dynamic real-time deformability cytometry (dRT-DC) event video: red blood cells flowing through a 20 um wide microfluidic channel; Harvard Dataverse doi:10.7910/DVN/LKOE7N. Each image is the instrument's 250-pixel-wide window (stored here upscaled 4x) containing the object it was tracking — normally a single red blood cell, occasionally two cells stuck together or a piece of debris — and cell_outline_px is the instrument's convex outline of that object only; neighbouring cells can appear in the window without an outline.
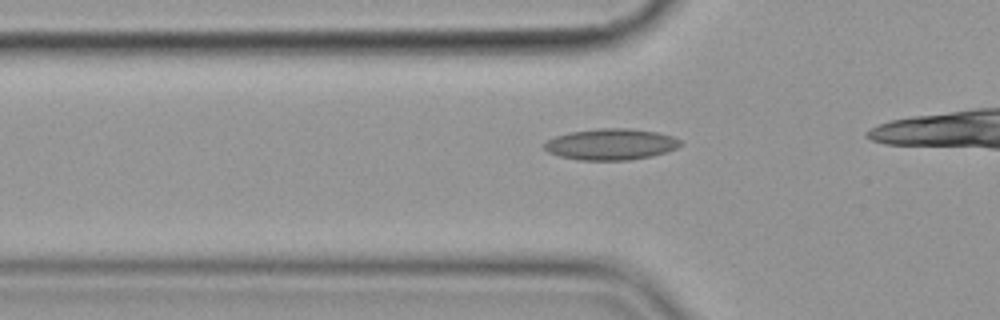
{"species": "common noctule bat (a hibernating species)", "species_latin": "Nyctalus noctula", "temperature_condition": "cold", "stored_images_in_passage": 20, "camera_frame_rate_fps": 3000, "um_per_image_px": 0.085, "animal": {"sex": "female", "body_mass_g": 19.9}, "frame": {"image": 1, "passage_image": 4, "time_ms": 1.0, "image_size_px": [1000, 320], "cell_outline_px": [[684, 144], [676, 148], [652, 156], [628, 160], [576, 160], [560, 156], [548, 152], [544, 148], [544, 144], [548, 140], [556, 136], [568, 132], [600, 128], [632, 128], [656, 132], [672, 136], [680, 140]], "centroid_in_image_um": [51.93, 12.26], "position_along_channel_um": 73.9, "area_um2": 24.8}}
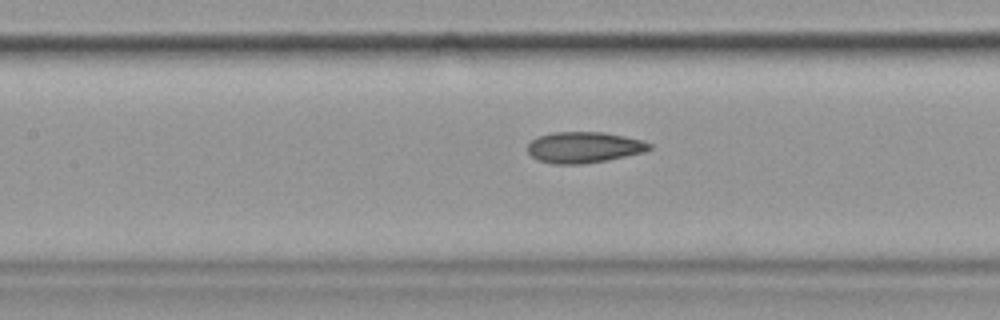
{"frame": {"image": 2, "passage_image": 11, "time_ms": 3.333, "image_size_px": [1000, 320], "cell_outline_px": [[652, 148], [644, 152], [608, 160], [584, 164], [552, 164], [536, 160], [528, 152], [528, 144], [536, 136], [552, 132], [604, 132], [624, 136], [640, 140], [652, 144]], "centroid_in_image_um": [49.61, 12.53], "position_along_channel_um": 157.8, "area_um2": 22.2}}
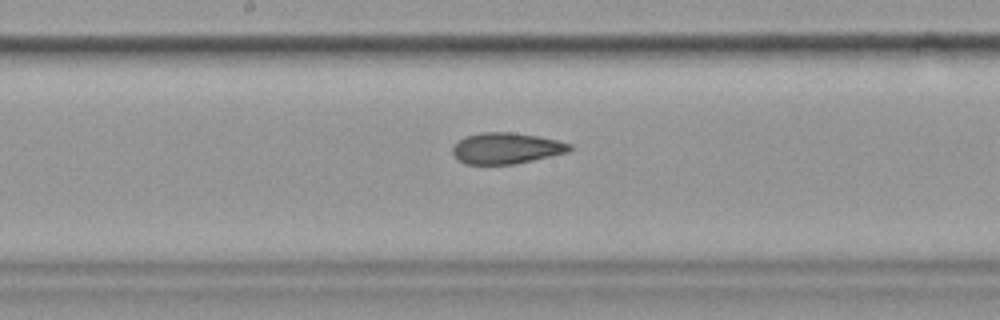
{"frame": {"image": 3, "passage_image": 15, "time_ms": 4.667, "image_size_px": [1000, 320], "cell_outline_px": [[572, 148], [568, 152], [532, 160], [512, 164], [464, 164], [456, 160], [452, 152], [452, 148], [464, 136], [480, 132], [512, 132], [536, 136], [556, 140], [572, 144]], "centroid_in_image_um": [42.99, 12.6], "position_along_channel_um": 205.2, "area_um2": 21.15}}